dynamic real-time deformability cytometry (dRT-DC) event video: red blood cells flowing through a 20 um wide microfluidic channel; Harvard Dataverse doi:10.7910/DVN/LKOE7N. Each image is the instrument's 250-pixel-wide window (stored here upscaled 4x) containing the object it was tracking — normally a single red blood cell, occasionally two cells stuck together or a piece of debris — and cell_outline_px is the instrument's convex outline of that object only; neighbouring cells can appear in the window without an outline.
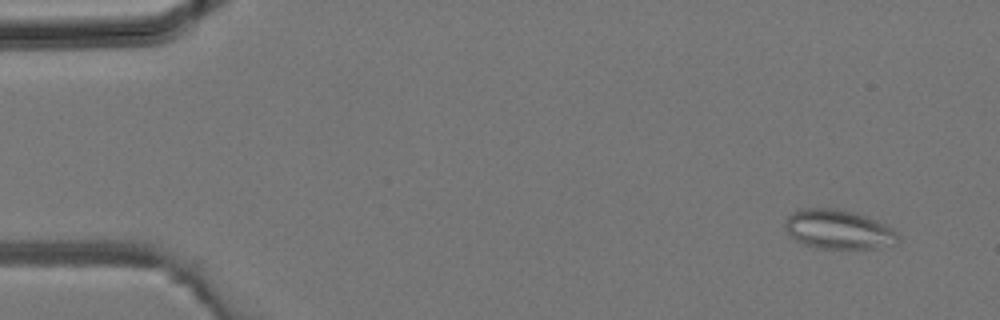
{"species": "common noctule bat (a hibernating species)", "species_latin": "Nyctalus noctula", "temperature_condition": "room temperature", "stored_images_in_passage": 4, "camera_frame_rate_fps": 3000, "um_per_image_px": 0.085, "animal": {"sex": "male", "body_mass_g": 19.2, "forearm_length_mm": 51.8}, "frame": {"image": 1, "passage_image": 1, "time_ms": 0.0, "image_size_px": [1000, 320], "cell_outline_px": [[900, 240], [896, 244], [876, 248], [816, 248], [804, 244], [788, 236], [784, 224], [784, 220], [792, 212], [800, 208], [836, 208], [856, 212], [868, 216], [900, 232]], "centroid_in_image_um": [71.27, 19.49], "position_along_channel_um": 13.7, "area_um2": 26.36}}
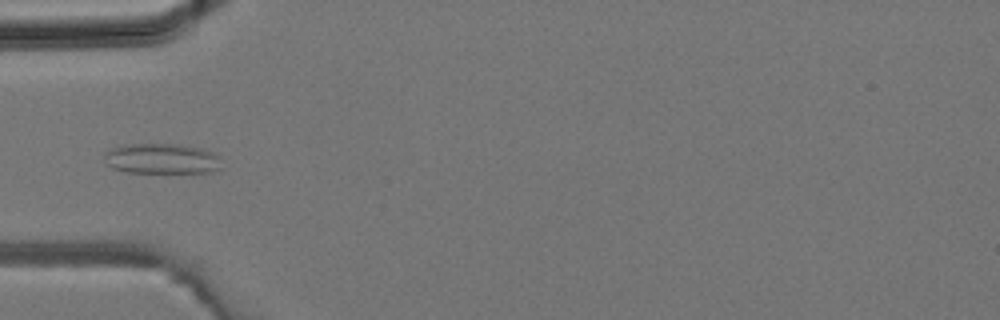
{"frame": {"image": 2, "passage_image": 4, "time_ms": 1.0, "image_size_px": [1000, 320], "cell_outline_px": [[220, 168], [212, 172], [128, 172], [112, 168], [104, 164], [104, 152], [112, 148], [124, 144], [176, 144], [204, 148], [220, 156]], "centroid_in_image_um": [13.73, 13.48], "position_along_channel_um": 71.3, "area_um2": 20.92}}